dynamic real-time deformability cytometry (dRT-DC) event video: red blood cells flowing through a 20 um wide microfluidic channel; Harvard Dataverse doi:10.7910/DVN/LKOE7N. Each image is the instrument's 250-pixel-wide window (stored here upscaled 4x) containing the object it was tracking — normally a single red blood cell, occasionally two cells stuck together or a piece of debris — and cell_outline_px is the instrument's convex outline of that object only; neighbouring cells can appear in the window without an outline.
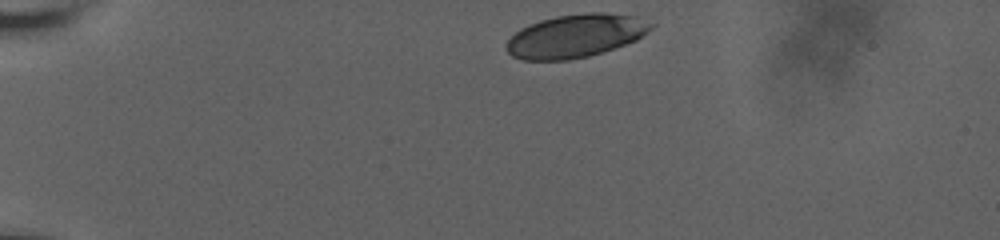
{"species": "human", "species_latin": "Homo sapiens", "temperature_condition": "room temperature", "stored_images_in_passage": 38, "camera_frame_rate_fps": 3000, "um_per_image_px": 0.085, "donor": {"sex": "male"}, "frame": {"image": 1, "passage_image": 1, "time_ms": 0.0, "image_size_px": [1000, 240], "cell_outline_px": [[656, 24], [648, 32], [636, 40], [588, 56], [568, 60], [520, 60], [512, 56], [504, 48], [504, 44], [520, 28], [528, 24], [540, 20], [556, 16], [588, 12], [604, 12], [636, 16]], "centroid_in_image_um": [48.9, 3.04], "position_along_channel_um": 36.1, "area_um2": 36.53}}
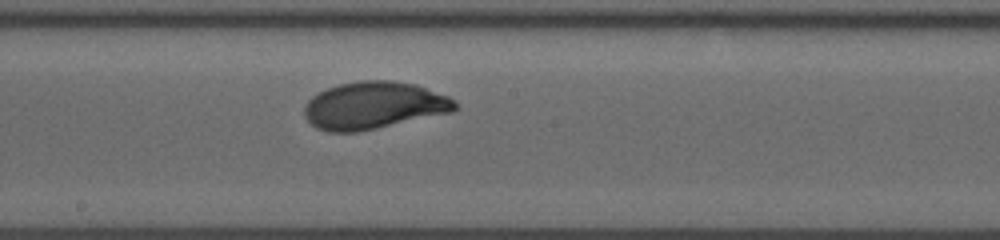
{"frame": {"image": 2, "passage_image": 22, "time_ms": 7.0, "image_size_px": [1000, 240], "cell_outline_px": [[456, 108], [452, 112], [376, 128], [356, 132], [328, 132], [316, 128], [304, 116], [304, 104], [312, 96], [328, 88], [340, 84], [360, 80], [392, 80], [416, 84], [448, 96], [456, 100]], "centroid_in_image_um": [31.76, 8.96], "position_along_channel_um": 216.4, "area_um2": 41.5}}
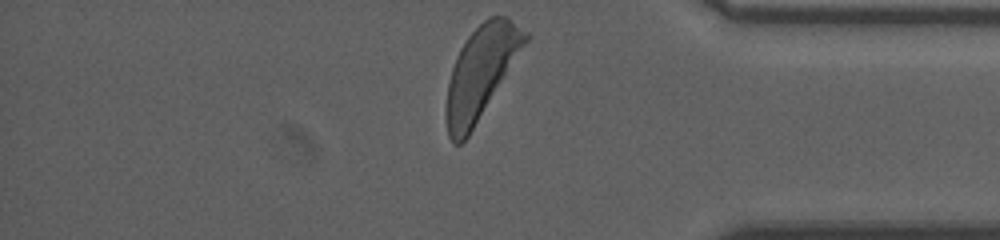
{"frame": {"image": 3, "passage_image": 38, "time_ms": 12.333, "image_size_px": [1000, 240], "cell_outline_px": [[532, 36], [468, 136], [460, 144], [452, 144], [448, 136], [444, 116], [444, 112], [448, 84], [452, 68], [456, 56], [460, 48], [468, 36], [488, 16], [508, 16], [528, 32]], "centroid_in_image_um": [40.88, 6.15], "position_along_channel_um": 394.3, "area_um2": 42.6}, "authors_computed_cell_mechanics": {"area_um2": 40.3733, "velocity_mm_per_s": 3.6264, "shape_relaxation_time_tau1_ms": 2.9256, "shape_relaxation_time_tau2_ms": null, "deformation_change_tau1": 0.1658, "deformation_change_tau2": null}}